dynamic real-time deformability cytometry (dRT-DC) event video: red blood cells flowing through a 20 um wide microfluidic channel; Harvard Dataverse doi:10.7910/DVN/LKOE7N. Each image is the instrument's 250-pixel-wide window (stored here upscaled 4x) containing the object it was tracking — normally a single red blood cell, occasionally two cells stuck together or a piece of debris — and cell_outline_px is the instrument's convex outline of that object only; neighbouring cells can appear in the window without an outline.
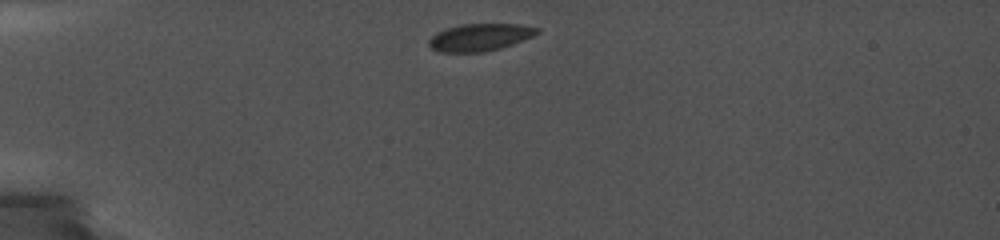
{"species": "common noctule bat (a hibernating species)", "species_latin": "Nyctalus noctula", "temperature_condition": "cold", "stored_images_in_passage": 35, "camera_frame_rate_fps": 5000, "um_per_image_px": 0.085, "animal": {"sex": "female", "body_mass_g": 19.0, "forearm_length_mm": 56.7}, "frame": {"image": 1, "passage_image": 1, "time_ms": 0.0, "image_size_px": [1000, 240], "cell_outline_px": [[540, 32], [532, 36], [512, 44], [500, 48], [484, 52], [436, 52], [428, 44], [428, 40], [436, 32], [444, 28], [460, 24], [520, 24], [540, 28]], "centroid_in_image_um": [40.76, 3.16], "position_along_channel_um": 44.2, "area_um2": 17.34}}
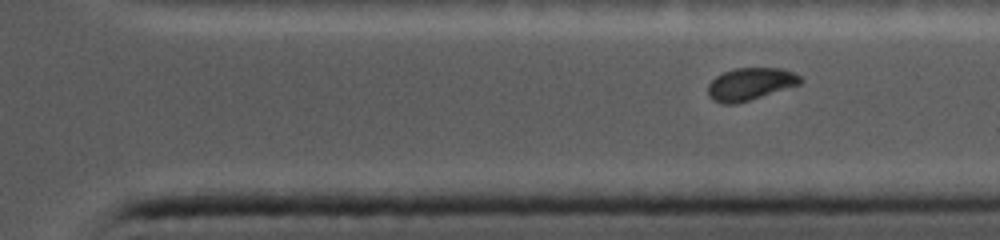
{"frame": {"image": 2, "passage_image": 26, "time_ms": 9.2, "image_size_px": [1000, 240], "cell_outline_px": [[804, 80], [800, 84], [736, 104], [724, 104], [712, 100], [708, 96], [708, 84], [716, 76], [724, 72], [736, 68], [784, 68], [800, 76]], "centroid_in_image_um": [63.76, 7.14], "position_along_channel_um": 347.6, "area_um2": 17.4}}
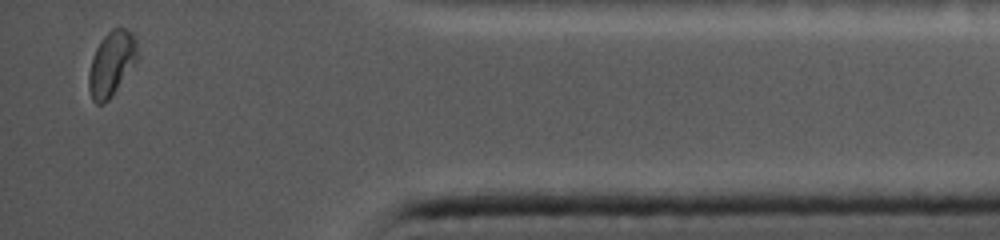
{"frame": {"image": 3, "passage_image": 34, "time_ms": 11.8, "image_size_px": [1000, 240], "cell_outline_px": [[136, 60], [108, 100], [104, 104], [96, 104], [92, 100], [88, 88], [88, 76], [92, 56], [100, 40], [112, 28], [124, 28], [132, 32], [136, 40]], "centroid_in_image_um": [9.43, 5.4], "position_along_channel_um": 425.8, "area_um2": 17.98}}